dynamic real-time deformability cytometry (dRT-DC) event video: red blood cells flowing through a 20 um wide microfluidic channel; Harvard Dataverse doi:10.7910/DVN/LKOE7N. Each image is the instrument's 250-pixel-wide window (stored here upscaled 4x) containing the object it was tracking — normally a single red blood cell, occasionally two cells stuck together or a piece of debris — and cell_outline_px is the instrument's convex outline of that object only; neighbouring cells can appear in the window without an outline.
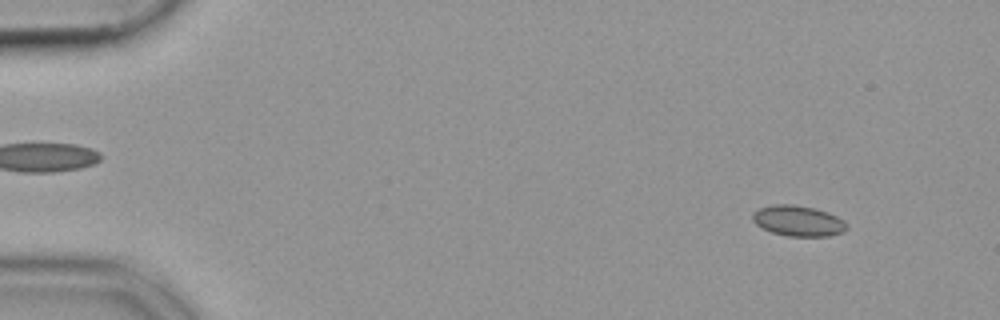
{"species": "common noctule bat (a hibernating species)", "species_latin": "Nyctalus noctula", "temperature_condition": "cold", "stored_images_in_passage": 53, "camera_frame_rate_fps": 3000, "um_per_image_px": 0.085, "animal": {"sex": "female", "body_mass_g": 19.9}, "frame": {"image": 1, "passage_image": 5, "time_ms": 1.333, "image_size_px": [1000, 320], "cell_outline_px": [[848, 228], [844, 232], [828, 236], [788, 236], [772, 232], [756, 224], [752, 220], [752, 212], [760, 208], [772, 204], [792, 204], [812, 208], [828, 212], [844, 220], [848, 224]], "centroid_in_image_um": [67.86, 18.77], "position_along_channel_um": 17.1, "area_um2": 16.82}}
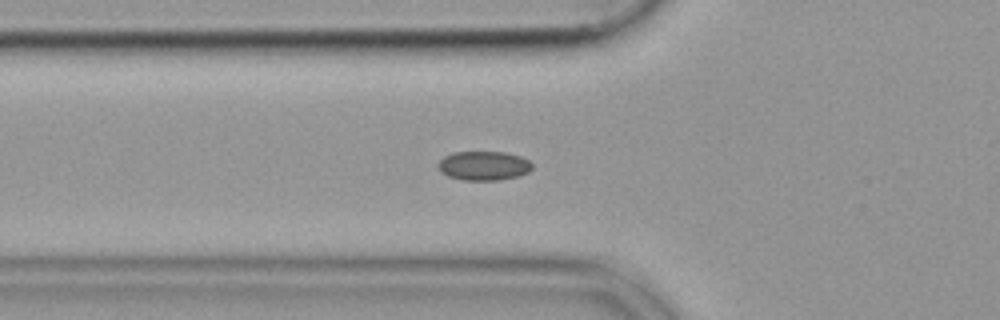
{"frame": {"image": 2, "passage_image": 19, "time_ms": 6.0, "image_size_px": [1000, 320], "cell_outline_px": [[532, 168], [528, 172], [520, 176], [500, 180], [460, 180], [448, 176], [440, 172], [436, 164], [444, 156], [456, 152], [504, 152], [520, 156], [528, 160], [532, 164]], "centroid_in_image_um": [41.1, 14.1], "position_along_channel_um": 84.7, "area_um2": 16.13}}
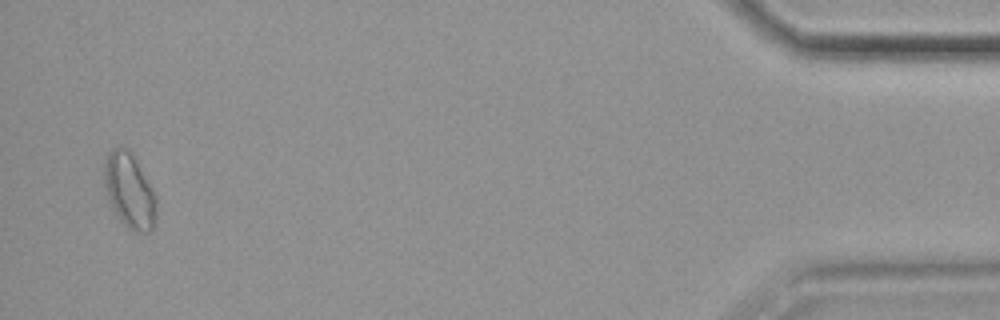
{"frame": {"image": 3, "passage_image": 52, "time_ms": 17.0, "image_size_px": [1000, 320], "cell_outline_px": [[156, 224], [152, 232], [136, 232], [128, 228], [120, 220], [104, 196], [104, 160], [108, 152], [112, 148], [120, 144], [128, 148], [132, 152], [156, 200]], "centroid_in_image_um": [10.95, 16.21], "position_along_channel_um": 424.2, "area_um2": 23.12}}